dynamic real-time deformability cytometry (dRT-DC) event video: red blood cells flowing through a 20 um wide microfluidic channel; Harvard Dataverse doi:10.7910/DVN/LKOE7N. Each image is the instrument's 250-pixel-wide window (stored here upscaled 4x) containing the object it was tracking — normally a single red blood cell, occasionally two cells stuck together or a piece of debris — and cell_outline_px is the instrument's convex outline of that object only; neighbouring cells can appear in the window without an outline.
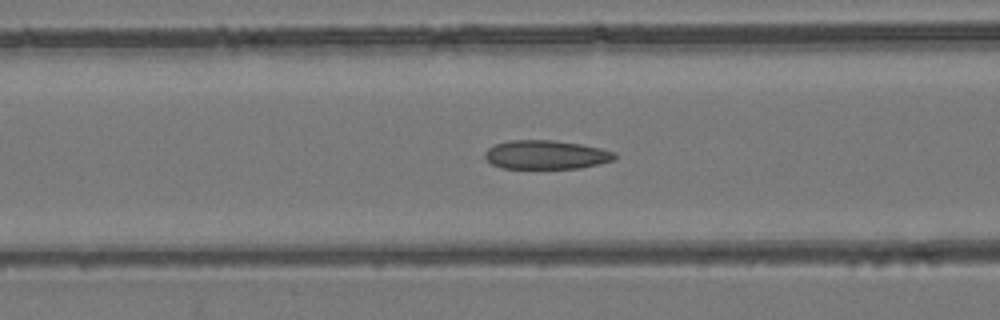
{"species": "common noctule bat (a hibernating species)", "species_latin": "Nyctalus noctula", "temperature_condition": "room temperature", "stored_images_in_passage": 53, "camera_frame_rate_fps": 3000, "um_per_image_px": 0.085, "animal": {"sex": "female", "body_mass_g": 24.6, "forearm_length_mm": 56.2}, "frame": {"image": 1, "passage_image": 22, "time_ms": 7.0, "image_size_px": [1000, 320], "cell_outline_px": [[616, 156], [612, 160], [580, 168], [500, 168], [492, 164], [484, 156], [484, 152], [488, 148], [496, 144], [508, 140], [552, 140], [580, 144], [600, 148], [612, 152]], "centroid_in_image_um": [46.35, 13.15], "position_along_channel_um": 120.3, "area_um2": 21.56}}
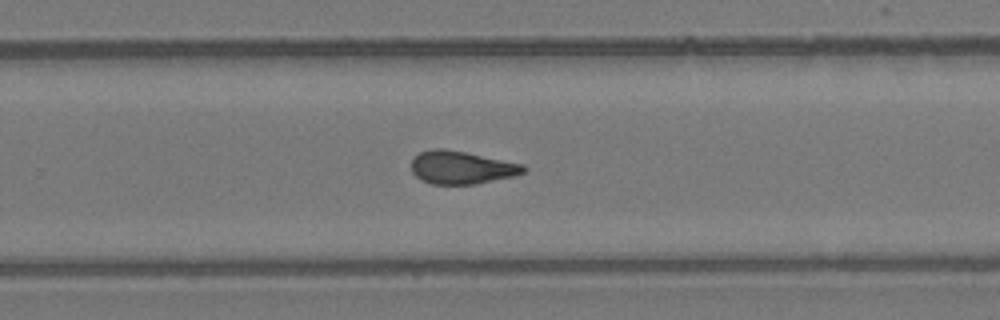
{"frame": {"image": 2, "passage_image": 35, "time_ms": 11.333, "image_size_px": [1000, 320], "cell_outline_px": [[528, 168], [524, 172], [516, 176], [476, 184], [432, 184], [420, 180], [412, 172], [412, 160], [420, 152], [432, 148], [444, 148], [524, 164]], "centroid_in_image_um": [39.25, 14.24], "position_along_channel_um": 290.6, "area_um2": 21.62}}
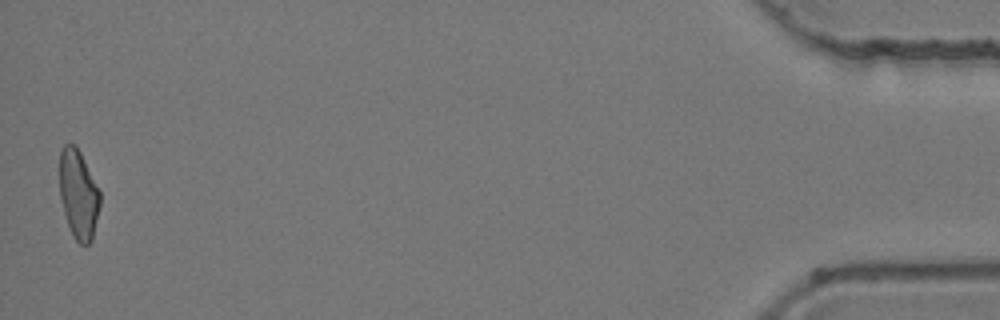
{"frame": {"image": 3, "passage_image": 53, "time_ms": 17.333, "image_size_px": [1000, 320], "cell_outline_px": [[100, 204], [92, 240], [88, 244], [80, 244], [72, 236], [64, 212], [60, 196], [60, 148], [64, 144], [76, 144], [100, 192]], "centroid_in_image_um": [6.66, 16.51], "position_along_channel_um": 428.5, "area_um2": 20.81}, "authors_computed_cell_mechanics": {"area_um2": 22.0796, "velocity_mm_per_s": 3.9369, "shape_relaxation_time_tau1_ms": null, "shape_relaxation_time_tau2_ms": 2.3823, "deformation_change_tau1": null, "deformation_change_tau2": 0.101}}